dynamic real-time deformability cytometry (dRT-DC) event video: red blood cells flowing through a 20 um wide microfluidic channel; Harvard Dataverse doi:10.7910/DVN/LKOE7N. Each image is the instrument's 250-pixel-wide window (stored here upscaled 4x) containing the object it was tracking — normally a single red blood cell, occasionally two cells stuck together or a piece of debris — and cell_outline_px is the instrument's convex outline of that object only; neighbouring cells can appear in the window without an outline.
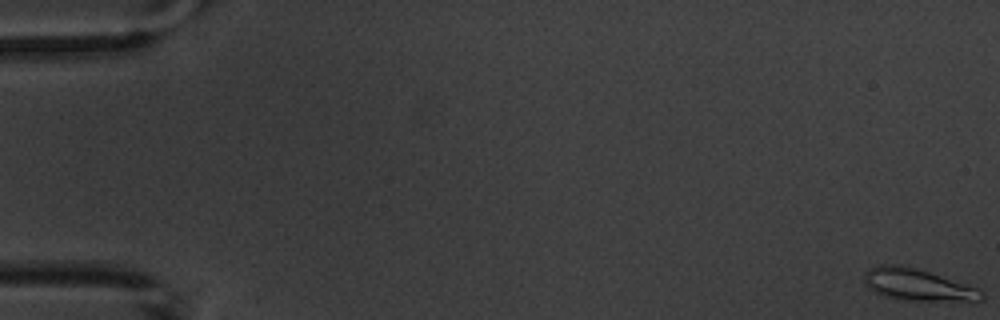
{"species": "common noctule bat (a hibernating species)", "species_latin": "Nyctalus noctula", "temperature_condition": "warm", "stored_images_in_passage": 14, "segment_of_instrument_passage": [1, 2], "camera_frame_rate_fps": 3000, "um_per_image_px": 0.085, "animal": {"sex": "male", "body_mass_g": 20.1, "forearm_length_mm": 53.5}, "frame": {"image": 1, "passage_image": 1, "time_ms": 0.0, "image_size_px": [1000, 320], "cell_outline_px": [[984, 300], [976, 304], [972, 304], [904, 300], [884, 296], [868, 288], [864, 284], [864, 276], [868, 268], [880, 264], [900, 264], [916, 268], [980, 288], [984, 292]], "centroid_in_image_um": [78.14, 24.26], "position_along_channel_um": 6.9, "area_um2": 22.95}}
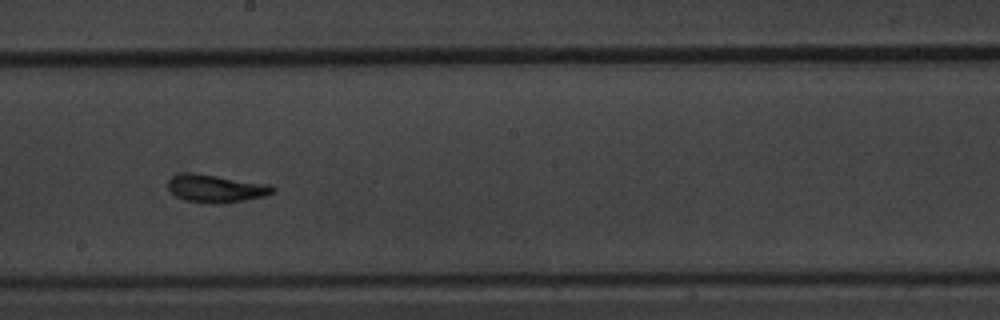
{"frame": {"image": 2, "passage_image": 9, "time_ms": 10.667, "image_size_px": [1000, 320], "cell_outline_px": [[276, 192], [264, 196], [224, 204], [208, 204], [188, 200], [176, 196], [168, 188], [168, 180], [172, 176], [188, 172], [272, 184], [276, 188]], "centroid_in_image_um": [18.41, 16.03], "position_along_channel_um": 229.8, "area_um2": 16.99}}
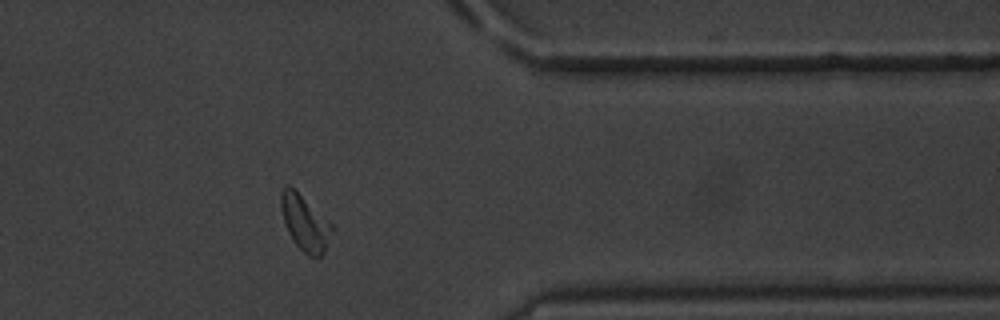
{"frame": {"image": 3, "passage_image": 13, "time_ms": 15.333, "image_size_px": [1000, 320], "cell_outline_px": [[332, 228], [324, 252], [320, 256], [308, 256], [292, 240], [288, 232], [284, 220], [280, 204], [280, 196], [284, 188], [288, 184], [328, 220], [332, 224]], "centroid_in_image_um": [25.9, 18.95], "position_along_channel_um": 385.5, "area_um2": 15.84}}